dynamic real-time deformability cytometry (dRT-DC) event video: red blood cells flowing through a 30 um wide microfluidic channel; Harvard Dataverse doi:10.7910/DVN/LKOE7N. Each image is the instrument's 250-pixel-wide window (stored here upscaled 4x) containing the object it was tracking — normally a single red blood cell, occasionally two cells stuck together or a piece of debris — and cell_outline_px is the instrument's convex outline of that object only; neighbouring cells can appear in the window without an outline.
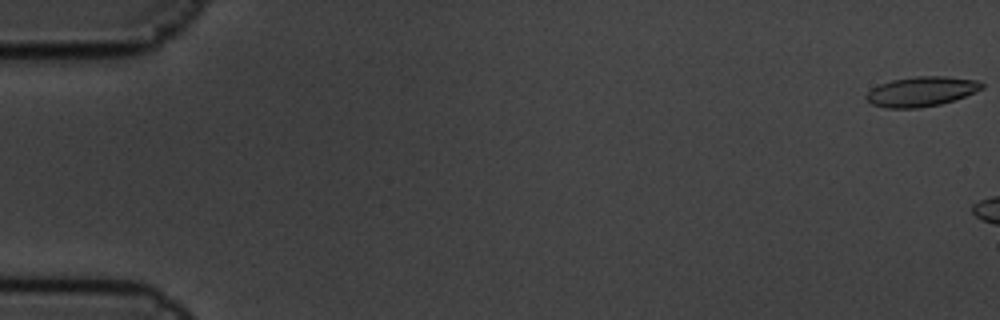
{"species": "common noctule bat (a hibernating species)", "species_latin": "Nyctalus noctula", "temperature_condition": "cold", "stored_images_in_passage": 3, "camera_frame_rate_fps": 3000, "um_per_image_px": 0.085, "animal": {"sex": "male", "body_mass_g": 19.5, "forearm_length_mm": 54.6}, "frame": {"image": 1, "passage_image": 1, "time_ms": 0.0, "image_size_px": [1000, 320], "cell_outline_px": [[984, 88], [976, 92], [940, 104], [920, 108], [884, 108], [872, 104], [864, 96], [872, 88], [880, 84], [892, 80], [916, 76], [944, 76], [976, 80], [984, 84]], "centroid_in_image_um": [78.31, 7.78], "position_along_channel_um": 6.7, "area_um2": 20.0}}